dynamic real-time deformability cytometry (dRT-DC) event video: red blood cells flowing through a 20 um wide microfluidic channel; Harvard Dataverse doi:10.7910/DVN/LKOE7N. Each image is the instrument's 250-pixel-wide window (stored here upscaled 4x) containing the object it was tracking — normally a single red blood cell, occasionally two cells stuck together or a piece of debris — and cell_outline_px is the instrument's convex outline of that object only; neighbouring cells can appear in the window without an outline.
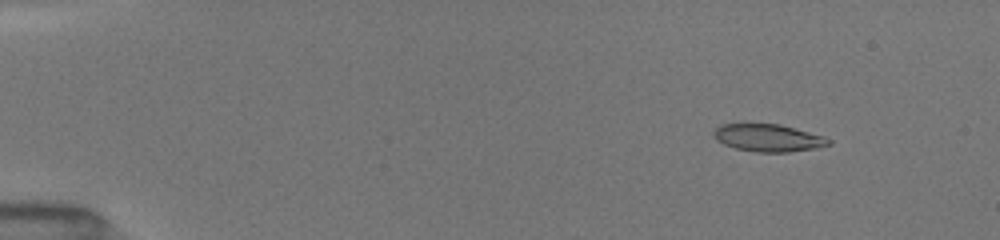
{"species": "common noctule bat (a hibernating species)", "species_latin": "Nyctalus noctula", "temperature_condition": "room temperature", "stored_images_in_passage": 37, "camera_frame_rate_fps": 3000, "um_per_image_px": 0.085, "animal": {"sex": "female", "body_mass_g": 19.5, "forearm_length_mm": 54.1}, "frame": {"image": 1, "passage_image": 1, "time_ms": 0.0, "image_size_px": [1000, 240], "cell_outline_px": [[832, 144], [816, 148], [788, 152], [756, 152], [736, 148], [724, 144], [716, 140], [712, 136], [712, 132], [720, 124], [780, 124], [824, 136], [832, 140]], "centroid_in_image_um": [65.3, 11.72], "position_along_channel_um": 19.7, "area_um2": 18.44}}
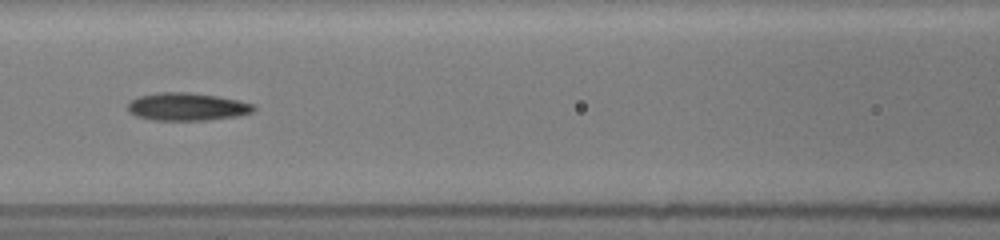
{"frame": {"image": 2, "passage_image": 16, "time_ms": 6.0, "image_size_px": [1000, 240], "cell_outline_px": [[256, 108], [252, 112], [236, 116], [208, 120], [152, 120], [136, 116], [128, 112], [128, 104], [132, 100], [140, 96], [156, 92], [188, 92], [216, 96], [240, 100], [256, 104]], "centroid_in_image_um": [15.91, 9.07], "position_along_channel_um": 150.7, "area_um2": 20.46}}
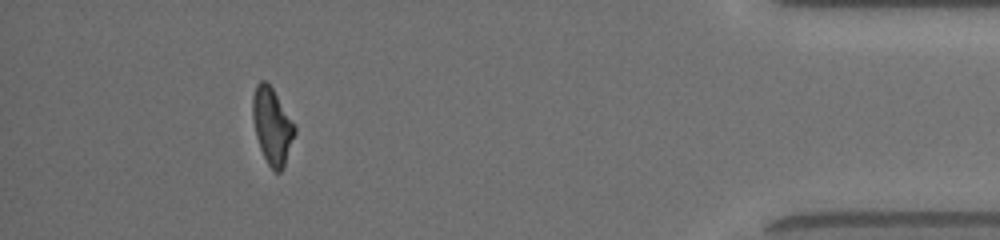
{"frame": {"image": 3, "passage_image": 32, "time_ms": 13.667, "image_size_px": [1000, 240], "cell_outline_px": [[296, 132], [284, 168], [280, 172], [276, 172], [268, 164], [260, 148], [256, 136], [252, 116], [252, 96], [256, 84], [260, 80], [264, 80], [272, 88], [296, 128]], "centroid_in_image_um": [23.12, 10.72], "position_along_channel_um": 412.1, "area_um2": 18.5}, "authors_computed_cell_mechanics": {"area_um2": 19.1896, "velocity_mm_per_s": 4.064, "shape_relaxation_time_tau1_ms": null, "shape_relaxation_time_tau2_ms": 4.2972, "deformation_change_tau1": null, "deformation_change_tau2": 0.1311}}